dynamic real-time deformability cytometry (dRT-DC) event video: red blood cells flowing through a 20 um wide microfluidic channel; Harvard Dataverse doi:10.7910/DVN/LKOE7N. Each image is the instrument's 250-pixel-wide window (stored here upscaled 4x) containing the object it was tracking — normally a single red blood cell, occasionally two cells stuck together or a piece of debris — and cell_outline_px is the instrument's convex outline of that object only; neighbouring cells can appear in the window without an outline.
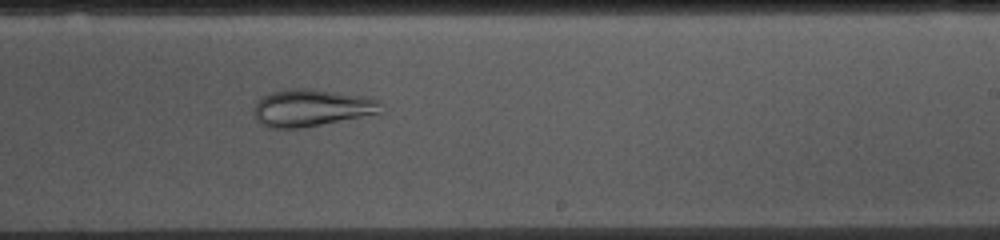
{"species": "common noctule bat (a hibernating species)", "species_latin": "Nyctalus noctula", "temperature_condition": "cold", "stored_images_in_passage": 41, "camera_frame_rate_fps": 3000, "um_per_image_px": 0.085, "animal": {"sex": "female", "body_mass_g": 10.0, "forearm_length_mm": 53.1}, "frame": {"image": 1, "passage_image": 19, "time_ms": 6.0, "image_size_px": [1000, 240], "cell_outline_px": [[384, 112], [376, 116], [300, 128], [272, 128], [260, 124], [252, 116], [252, 108], [256, 100], [260, 96], [272, 92], [292, 88], [308, 88], [368, 96], [380, 100]], "centroid_in_image_um": [26.53, 9.18], "position_along_channel_um": 262.5, "area_um2": 28.73}}
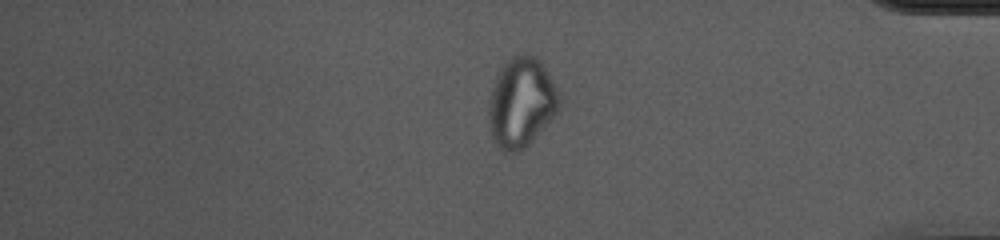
{"frame": {"image": 2, "passage_image": 32, "time_ms": 10.333, "image_size_px": [1000, 240], "cell_outline_px": [[560, 108], [532, 140], [520, 152], [512, 152], [500, 148], [496, 144], [488, 128], [488, 112], [492, 88], [496, 76], [500, 68], [512, 56], [524, 52], [528, 52], [540, 60], [552, 80], [560, 96]], "centroid_in_image_um": [44.3, 8.68], "position_along_channel_um": 390.9, "area_um2": 36.7}}
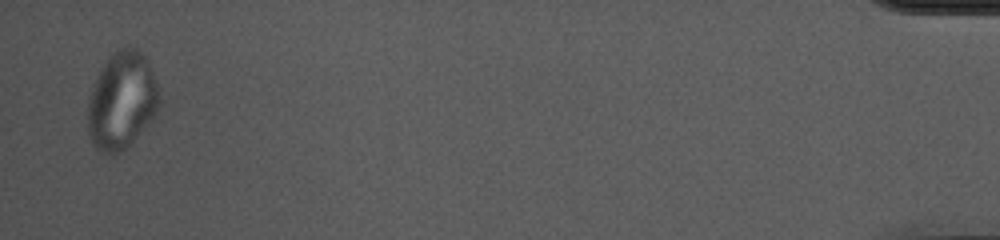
{"frame": {"image": 3, "passage_image": 40, "time_ms": 13.0, "image_size_px": [1000, 240], "cell_outline_px": [[160, 104], [156, 112], [128, 148], [112, 156], [108, 156], [100, 152], [96, 148], [88, 136], [88, 100], [92, 84], [108, 56], [120, 48], [136, 48], [148, 60], [156, 80], [160, 92]], "centroid_in_image_um": [10.34, 8.59], "position_along_channel_um": 424.9, "area_um2": 40.92}}